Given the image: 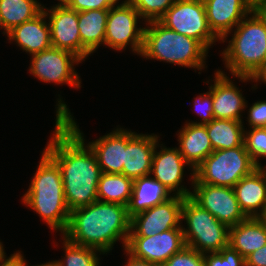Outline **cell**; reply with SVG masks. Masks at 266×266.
<instances>
[{
    "instance_id": "obj_1",
    "label": "cell",
    "mask_w": 266,
    "mask_h": 266,
    "mask_svg": "<svg viewBox=\"0 0 266 266\" xmlns=\"http://www.w3.org/2000/svg\"><path fill=\"white\" fill-rule=\"evenodd\" d=\"M57 106L55 134L44 151L61 169L66 205L72 211L98 200L102 171L67 105L60 99Z\"/></svg>"
},
{
    "instance_id": "obj_2",
    "label": "cell",
    "mask_w": 266,
    "mask_h": 266,
    "mask_svg": "<svg viewBox=\"0 0 266 266\" xmlns=\"http://www.w3.org/2000/svg\"><path fill=\"white\" fill-rule=\"evenodd\" d=\"M130 223L126 206L96 200L70 211L63 237L71 243L95 248L100 254H107L119 238L125 249Z\"/></svg>"
},
{
    "instance_id": "obj_3",
    "label": "cell",
    "mask_w": 266,
    "mask_h": 266,
    "mask_svg": "<svg viewBox=\"0 0 266 266\" xmlns=\"http://www.w3.org/2000/svg\"><path fill=\"white\" fill-rule=\"evenodd\" d=\"M23 202L36 211L53 230L63 233L69 222L70 210L65 201L61 169L45 152L31 181Z\"/></svg>"
},
{
    "instance_id": "obj_4",
    "label": "cell",
    "mask_w": 266,
    "mask_h": 266,
    "mask_svg": "<svg viewBox=\"0 0 266 266\" xmlns=\"http://www.w3.org/2000/svg\"><path fill=\"white\" fill-rule=\"evenodd\" d=\"M251 15L235 27L222 52L226 68L243 82L251 80L266 58V21L256 10Z\"/></svg>"
},
{
    "instance_id": "obj_5",
    "label": "cell",
    "mask_w": 266,
    "mask_h": 266,
    "mask_svg": "<svg viewBox=\"0 0 266 266\" xmlns=\"http://www.w3.org/2000/svg\"><path fill=\"white\" fill-rule=\"evenodd\" d=\"M141 56L184 67L204 68L208 50L197 40L166 28L159 21L148 22Z\"/></svg>"
},
{
    "instance_id": "obj_6",
    "label": "cell",
    "mask_w": 266,
    "mask_h": 266,
    "mask_svg": "<svg viewBox=\"0 0 266 266\" xmlns=\"http://www.w3.org/2000/svg\"><path fill=\"white\" fill-rule=\"evenodd\" d=\"M258 166L241 146L214 150L192 172L193 184H211L233 188L243 177L251 174Z\"/></svg>"
},
{
    "instance_id": "obj_7",
    "label": "cell",
    "mask_w": 266,
    "mask_h": 266,
    "mask_svg": "<svg viewBox=\"0 0 266 266\" xmlns=\"http://www.w3.org/2000/svg\"><path fill=\"white\" fill-rule=\"evenodd\" d=\"M183 219L188 226L187 229L182 227L186 246L202 254L219 252L229 246L230 228L190 197L184 198L181 210V220Z\"/></svg>"
},
{
    "instance_id": "obj_8",
    "label": "cell",
    "mask_w": 266,
    "mask_h": 266,
    "mask_svg": "<svg viewBox=\"0 0 266 266\" xmlns=\"http://www.w3.org/2000/svg\"><path fill=\"white\" fill-rule=\"evenodd\" d=\"M158 21L178 34L199 41L207 50L219 39L209 27L203 0H175Z\"/></svg>"
},
{
    "instance_id": "obj_9",
    "label": "cell",
    "mask_w": 266,
    "mask_h": 266,
    "mask_svg": "<svg viewBox=\"0 0 266 266\" xmlns=\"http://www.w3.org/2000/svg\"><path fill=\"white\" fill-rule=\"evenodd\" d=\"M139 12L125 0L113 5L108 12L104 45L115 50H123L131 44L132 51L141 55L145 28H137Z\"/></svg>"
},
{
    "instance_id": "obj_10",
    "label": "cell",
    "mask_w": 266,
    "mask_h": 266,
    "mask_svg": "<svg viewBox=\"0 0 266 266\" xmlns=\"http://www.w3.org/2000/svg\"><path fill=\"white\" fill-rule=\"evenodd\" d=\"M82 62L76 55L59 48L50 47L32 55L30 72L43 82L68 83L80 86V77L75 72L74 63Z\"/></svg>"
},
{
    "instance_id": "obj_11",
    "label": "cell",
    "mask_w": 266,
    "mask_h": 266,
    "mask_svg": "<svg viewBox=\"0 0 266 266\" xmlns=\"http://www.w3.org/2000/svg\"><path fill=\"white\" fill-rule=\"evenodd\" d=\"M186 246L182 228H174L154 236H128L125 251L132 256L162 266Z\"/></svg>"
},
{
    "instance_id": "obj_12",
    "label": "cell",
    "mask_w": 266,
    "mask_h": 266,
    "mask_svg": "<svg viewBox=\"0 0 266 266\" xmlns=\"http://www.w3.org/2000/svg\"><path fill=\"white\" fill-rule=\"evenodd\" d=\"M193 186L190 198L229 228L247 218L239 207L233 188L211 184Z\"/></svg>"
},
{
    "instance_id": "obj_13",
    "label": "cell",
    "mask_w": 266,
    "mask_h": 266,
    "mask_svg": "<svg viewBox=\"0 0 266 266\" xmlns=\"http://www.w3.org/2000/svg\"><path fill=\"white\" fill-rule=\"evenodd\" d=\"M183 196L174 195L161 204H157L131 217L129 236H154L174 228H182L181 210Z\"/></svg>"
},
{
    "instance_id": "obj_14",
    "label": "cell",
    "mask_w": 266,
    "mask_h": 266,
    "mask_svg": "<svg viewBox=\"0 0 266 266\" xmlns=\"http://www.w3.org/2000/svg\"><path fill=\"white\" fill-rule=\"evenodd\" d=\"M45 14L49 15L52 47L71 52L81 60V39L78 28V12L65 3L55 5ZM49 13V14H48Z\"/></svg>"
},
{
    "instance_id": "obj_15",
    "label": "cell",
    "mask_w": 266,
    "mask_h": 266,
    "mask_svg": "<svg viewBox=\"0 0 266 266\" xmlns=\"http://www.w3.org/2000/svg\"><path fill=\"white\" fill-rule=\"evenodd\" d=\"M157 135L136 134L126 130V149L122 174L132 180L150 176Z\"/></svg>"
},
{
    "instance_id": "obj_16",
    "label": "cell",
    "mask_w": 266,
    "mask_h": 266,
    "mask_svg": "<svg viewBox=\"0 0 266 266\" xmlns=\"http://www.w3.org/2000/svg\"><path fill=\"white\" fill-rule=\"evenodd\" d=\"M211 31L219 38L226 39L252 9L246 0H203Z\"/></svg>"
},
{
    "instance_id": "obj_17",
    "label": "cell",
    "mask_w": 266,
    "mask_h": 266,
    "mask_svg": "<svg viewBox=\"0 0 266 266\" xmlns=\"http://www.w3.org/2000/svg\"><path fill=\"white\" fill-rule=\"evenodd\" d=\"M185 164L188 165L178 148L163 147L159 152L155 149L150 173L154 174L153 178L170 193L177 190L176 195L190 197L192 192L180 186Z\"/></svg>"
},
{
    "instance_id": "obj_18",
    "label": "cell",
    "mask_w": 266,
    "mask_h": 266,
    "mask_svg": "<svg viewBox=\"0 0 266 266\" xmlns=\"http://www.w3.org/2000/svg\"><path fill=\"white\" fill-rule=\"evenodd\" d=\"M223 71L215 74L214 84L210 86L213 100V117L242 121L240 112L247 106L239 88Z\"/></svg>"
},
{
    "instance_id": "obj_19",
    "label": "cell",
    "mask_w": 266,
    "mask_h": 266,
    "mask_svg": "<svg viewBox=\"0 0 266 266\" xmlns=\"http://www.w3.org/2000/svg\"><path fill=\"white\" fill-rule=\"evenodd\" d=\"M233 190L244 215L247 218L259 217L266 205V169L262 166L256 168L243 177Z\"/></svg>"
},
{
    "instance_id": "obj_20",
    "label": "cell",
    "mask_w": 266,
    "mask_h": 266,
    "mask_svg": "<svg viewBox=\"0 0 266 266\" xmlns=\"http://www.w3.org/2000/svg\"><path fill=\"white\" fill-rule=\"evenodd\" d=\"M47 15L44 9L33 19L15 26L8 32L9 40L15 42L22 50L29 52L31 55L39 53L52 47L50 26L46 23Z\"/></svg>"
},
{
    "instance_id": "obj_21",
    "label": "cell",
    "mask_w": 266,
    "mask_h": 266,
    "mask_svg": "<svg viewBox=\"0 0 266 266\" xmlns=\"http://www.w3.org/2000/svg\"><path fill=\"white\" fill-rule=\"evenodd\" d=\"M89 146L97 157L102 173L122 174L126 149V129L117 128L116 131L89 143Z\"/></svg>"
},
{
    "instance_id": "obj_22",
    "label": "cell",
    "mask_w": 266,
    "mask_h": 266,
    "mask_svg": "<svg viewBox=\"0 0 266 266\" xmlns=\"http://www.w3.org/2000/svg\"><path fill=\"white\" fill-rule=\"evenodd\" d=\"M179 151L194 170L213 152L205 124L187 123L179 133Z\"/></svg>"
},
{
    "instance_id": "obj_23",
    "label": "cell",
    "mask_w": 266,
    "mask_h": 266,
    "mask_svg": "<svg viewBox=\"0 0 266 266\" xmlns=\"http://www.w3.org/2000/svg\"><path fill=\"white\" fill-rule=\"evenodd\" d=\"M266 245V224L259 218H246L229 229V246L246 258Z\"/></svg>"
},
{
    "instance_id": "obj_24",
    "label": "cell",
    "mask_w": 266,
    "mask_h": 266,
    "mask_svg": "<svg viewBox=\"0 0 266 266\" xmlns=\"http://www.w3.org/2000/svg\"><path fill=\"white\" fill-rule=\"evenodd\" d=\"M109 9L78 12V28L81 39V61L104 44Z\"/></svg>"
},
{
    "instance_id": "obj_25",
    "label": "cell",
    "mask_w": 266,
    "mask_h": 266,
    "mask_svg": "<svg viewBox=\"0 0 266 266\" xmlns=\"http://www.w3.org/2000/svg\"><path fill=\"white\" fill-rule=\"evenodd\" d=\"M170 192L157 180L149 176L137 178L133 183V192L127 205V213L131 218L157 204L168 200Z\"/></svg>"
},
{
    "instance_id": "obj_26",
    "label": "cell",
    "mask_w": 266,
    "mask_h": 266,
    "mask_svg": "<svg viewBox=\"0 0 266 266\" xmlns=\"http://www.w3.org/2000/svg\"><path fill=\"white\" fill-rule=\"evenodd\" d=\"M205 126L213 151L230 149L243 144L244 126L242 121L214 118Z\"/></svg>"
},
{
    "instance_id": "obj_27",
    "label": "cell",
    "mask_w": 266,
    "mask_h": 266,
    "mask_svg": "<svg viewBox=\"0 0 266 266\" xmlns=\"http://www.w3.org/2000/svg\"><path fill=\"white\" fill-rule=\"evenodd\" d=\"M133 183L134 180L123 174L102 173L97 188L98 200L127 207L132 196Z\"/></svg>"
},
{
    "instance_id": "obj_28",
    "label": "cell",
    "mask_w": 266,
    "mask_h": 266,
    "mask_svg": "<svg viewBox=\"0 0 266 266\" xmlns=\"http://www.w3.org/2000/svg\"><path fill=\"white\" fill-rule=\"evenodd\" d=\"M43 10L36 0H0V17L5 33L33 19Z\"/></svg>"
},
{
    "instance_id": "obj_29",
    "label": "cell",
    "mask_w": 266,
    "mask_h": 266,
    "mask_svg": "<svg viewBox=\"0 0 266 266\" xmlns=\"http://www.w3.org/2000/svg\"><path fill=\"white\" fill-rule=\"evenodd\" d=\"M64 249L65 257L64 260L55 261L57 266H98L99 258L96 252L98 249L77 245L71 243L65 237Z\"/></svg>"
},
{
    "instance_id": "obj_30",
    "label": "cell",
    "mask_w": 266,
    "mask_h": 266,
    "mask_svg": "<svg viewBox=\"0 0 266 266\" xmlns=\"http://www.w3.org/2000/svg\"><path fill=\"white\" fill-rule=\"evenodd\" d=\"M147 22L158 21L175 0H127Z\"/></svg>"
},
{
    "instance_id": "obj_31",
    "label": "cell",
    "mask_w": 266,
    "mask_h": 266,
    "mask_svg": "<svg viewBox=\"0 0 266 266\" xmlns=\"http://www.w3.org/2000/svg\"><path fill=\"white\" fill-rule=\"evenodd\" d=\"M243 143L253 162L261 167L258 158L266 157V128H252L249 132L244 130Z\"/></svg>"
},
{
    "instance_id": "obj_32",
    "label": "cell",
    "mask_w": 266,
    "mask_h": 266,
    "mask_svg": "<svg viewBox=\"0 0 266 266\" xmlns=\"http://www.w3.org/2000/svg\"><path fill=\"white\" fill-rule=\"evenodd\" d=\"M208 254H204L205 266H246L245 258L230 246Z\"/></svg>"
},
{
    "instance_id": "obj_33",
    "label": "cell",
    "mask_w": 266,
    "mask_h": 266,
    "mask_svg": "<svg viewBox=\"0 0 266 266\" xmlns=\"http://www.w3.org/2000/svg\"><path fill=\"white\" fill-rule=\"evenodd\" d=\"M162 266H205L204 254L185 246L171 256Z\"/></svg>"
},
{
    "instance_id": "obj_34",
    "label": "cell",
    "mask_w": 266,
    "mask_h": 266,
    "mask_svg": "<svg viewBox=\"0 0 266 266\" xmlns=\"http://www.w3.org/2000/svg\"><path fill=\"white\" fill-rule=\"evenodd\" d=\"M118 0H67L65 4L77 11H88L98 9H110L113 5H116Z\"/></svg>"
},
{
    "instance_id": "obj_35",
    "label": "cell",
    "mask_w": 266,
    "mask_h": 266,
    "mask_svg": "<svg viewBox=\"0 0 266 266\" xmlns=\"http://www.w3.org/2000/svg\"><path fill=\"white\" fill-rule=\"evenodd\" d=\"M194 101L195 109L203 120L201 122H198V124H206L211 122L214 119L211 90H209L207 93L198 96Z\"/></svg>"
},
{
    "instance_id": "obj_36",
    "label": "cell",
    "mask_w": 266,
    "mask_h": 266,
    "mask_svg": "<svg viewBox=\"0 0 266 266\" xmlns=\"http://www.w3.org/2000/svg\"><path fill=\"white\" fill-rule=\"evenodd\" d=\"M247 119L251 128H266V101L253 103Z\"/></svg>"
},
{
    "instance_id": "obj_37",
    "label": "cell",
    "mask_w": 266,
    "mask_h": 266,
    "mask_svg": "<svg viewBox=\"0 0 266 266\" xmlns=\"http://www.w3.org/2000/svg\"><path fill=\"white\" fill-rule=\"evenodd\" d=\"M246 266H266V245L245 258Z\"/></svg>"
},
{
    "instance_id": "obj_38",
    "label": "cell",
    "mask_w": 266,
    "mask_h": 266,
    "mask_svg": "<svg viewBox=\"0 0 266 266\" xmlns=\"http://www.w3.org/2000/svg\"><path fill=\"white\" fill-rule=\"evenodd\" d=\"M0 266H25V260L20 252H16L6 258Z\"/></svg>"
},
{
    "instance_id": "obj_39",
    "label": "cell",
    "mask_w": 266,
    "mask_h": 266,
    "mask_svg": "<svg viewBox=\"0 0 266 266\" xmlns=\"http://www.w3.org/2000/svg\"><path fill=\"white\" fill-rule=\"evenodd\" d=\"M127 255L129 256L128 258V262L125 266H157L153 263H150L146 260H142V259H138L134 256H132L131 254H129L127 251H126Z\"/></svg>"
},
{
    "instance_id": "obj_40",
    "label": "cell",
    "mask_w": 266,
    "mask_h": 266,
    "mask_svg": "<svg viewBox=\"0 0 266 266\" xmlns=\"http://www.w3.org/2000/svg\"><path fill=\"white\" fill-rule=\"evenodd\" d=\"M251 79L257 82L258 80H262V82L266 83V58L261 65V67L257 70V72L251 77Z\"/></svg>"
},
{
    "instance_id": "obj_41",
    "label": "cell",
    "mask_w": 266,
    "mask_h": 266,
    "mask_svg": "<svg viewBox=\"0 0 266 266\" xmlns=\"http://www.w3.org/2000/svg\"><path fill=\"white\" fill-rule=\"evenodd\" d=\"M252 10H257L261 5L266 4V0H246Z\"/></svg>"
},
{
    "instance_id": "obj_42",
    "label": "cell",
    "mask_w": 266,
    "mask_h": 266,
    "mask_svg": "<svg viewBox=\"0 0 266 266\" xmlns=\"http://www.w3.org/2000/svg\"><path fill=\"white\" fill-rule=\"evenodd\" d=\"M261 17L266 21V4L261 5L257 10H256Z\"/></svg>"
},
{
    "instance_id": "obj_43",
    "label": "cell",
    "mask_w": 266,
    "mask_h": 266,
    "mask_svg": "<svg viewBox=\"0 0 266 266\" xmlns=\"http://www.w3.org/2000/svg\"><path fill=\"white\" fill-rule=\"evenodd\" d=\"M3 244L0 242V264H2L6 259V253L4 252V249H3Z\"/></svg>"
},
{
    "instance_id": "obj_44",
    "label": "cell",
    "mask_w": 266,
    "mask_h": 266,
    "mask_svg": "<svg viewBox=\"0 0 266 266\" xmlns=\"http://www.w3.org/2000/svg\"><path fill=\"white\" fill-rule=\"evenodd\" d=\"M259 218L266 224V205L263 213L259 216Z\"/></svg>"
},
{
    "instance_id": "obj_45",
    "label": "cell",
    "mask_w": 266,
    "mask_h": 266,
    "mask_svg": "<svg viewBox=\"0 0 266 266\" xmlns=\"http://www.w3.org/2000/svg\"><path fill=\"white\" fill-rule=\"evenodd\" d=\"M25 266H27L26 262H25ZM36 266H57V265H56L55 261H53V262H48V263L36 265Z\"/></svg>"
},
{
    "instance_id": "obj_46",
    "label": "cell",
    "mask_w": 266,
    "mask_h": 266,
    "mask_svg": "<svg viewBox=\"0 0 266 266\" xmlns=\"http://www.w3.org/2000/svg\"><path fill=\"white\" fill-rule=\"evenodd\" d=\"M4 29V26H3V24H2V21H1V17H0V29Z\"/></svg>"
},
{
    "instance_id": "obj_47",
    "label": "cell",
    "mask_w": 266,
    "mask_h": 266,
    "mask_svg": "<svg viewBox=\"0 0 266 266\" xmlns=\"http://www.w3.org/2000/svg\"><path fill=\"white\" fill-rule=\"evenodd\" d=\"M61 2V4H64L67 0H58Z\"/></svg>"
}]
</instances>
